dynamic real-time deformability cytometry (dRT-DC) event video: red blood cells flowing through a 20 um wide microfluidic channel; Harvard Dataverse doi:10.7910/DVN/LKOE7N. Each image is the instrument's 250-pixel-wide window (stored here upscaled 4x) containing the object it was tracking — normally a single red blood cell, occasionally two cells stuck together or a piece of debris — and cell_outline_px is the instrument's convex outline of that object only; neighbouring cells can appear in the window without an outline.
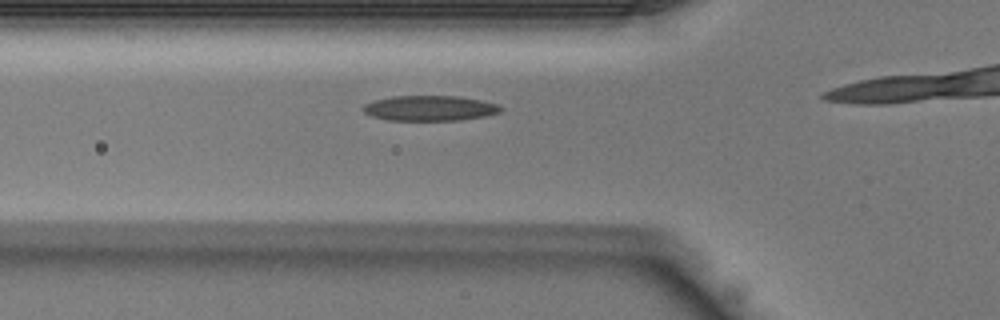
{"species": "Egyptian fruit bat (a non-hibernating species)", "species_latin": "Rousettus aegyptiacus", "temperature_condition": "warm", "stored_images_in_passage": 3, "camera_frame_rate_fps": 3000, "um_per_image_px": 0.085, "animal": {"sex": "male"}, "frame": {"image": 1, "passage_image": 2, "time_ms": 0.333, "image_size_px": [1000, 320], "cell_outline_px": [[504, 108], [500, 112], [484, 116], [460, 120], [388, 120], [372, 116], [364, 112], [360, 108], [364, 104], [372, 100], [392, 96], [456, 96], [480, 100], [496, 104]], "centroid_in_image_um": [36.48, 9.19], "position_along_channel_um": 89.3, "area_um2": 20.23}}